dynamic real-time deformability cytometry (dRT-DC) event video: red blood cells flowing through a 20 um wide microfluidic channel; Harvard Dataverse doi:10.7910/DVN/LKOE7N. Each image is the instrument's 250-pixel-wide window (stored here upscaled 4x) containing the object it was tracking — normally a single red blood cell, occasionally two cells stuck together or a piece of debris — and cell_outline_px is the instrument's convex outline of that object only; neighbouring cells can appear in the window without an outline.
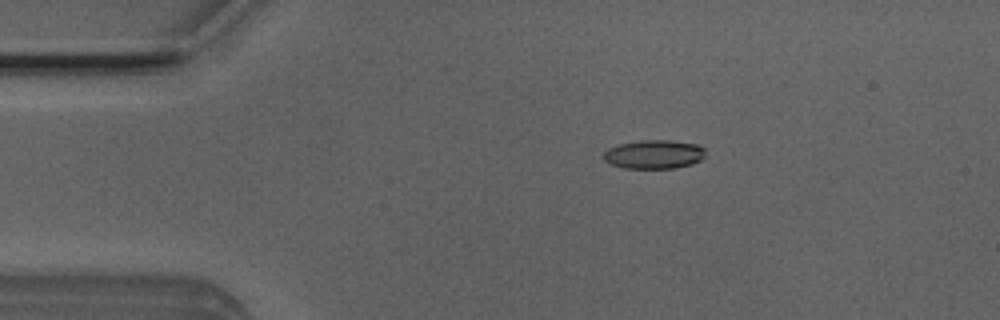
{"species": "Egyptian fruit bat (a non-hibernating species)", "species_latin": "Rousettus aegyptiacus", "temperature_condition": "room temperature", "stored_images_in_passage": 4, "camera_frame_rate_fps": 3000, "um_per_image_px": 0.085, "animal": {"sex": "male"}, "frame": {"image": 1, "passage_image": 3, "time_ms": 0.667, "image_size_px": [1000, 320], "cell_outline_px": [[704, 156], [700, 160], [692, 164], [676, 168], [624, 168], [612, 164], [604, 160], [600, 156], [608, 148], [620, 144], [640, 140], [668, 140], [696, 144], [704, 148]], "centroid_in_image_um": [55.56, 13.12], "position_along_channel_um": 29.4, "area_um2": 17.11}}